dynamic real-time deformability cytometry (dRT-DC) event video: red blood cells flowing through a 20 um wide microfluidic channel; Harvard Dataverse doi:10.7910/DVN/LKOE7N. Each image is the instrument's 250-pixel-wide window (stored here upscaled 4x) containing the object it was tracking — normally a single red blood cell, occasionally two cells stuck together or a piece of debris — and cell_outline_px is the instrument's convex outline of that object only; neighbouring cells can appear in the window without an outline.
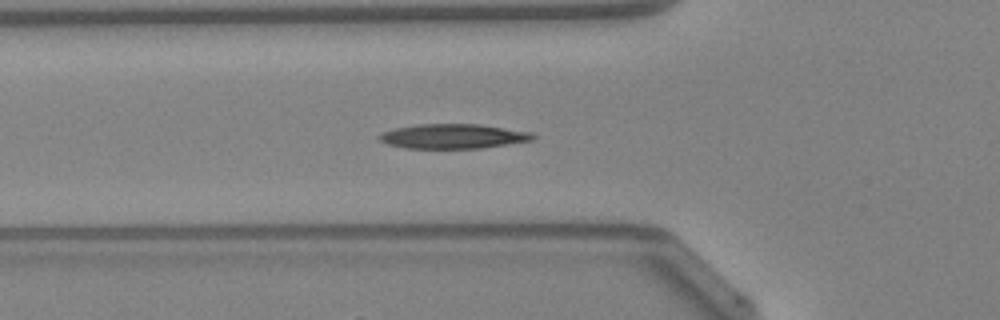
{"species": "Egyptian fruit bat (a non-hibernating species)", "species_latin": "Rousettus aegyptiacus", "temperature_condition": "warm", "stored_images_in_passage": 46, "camera_frame_rate_fps": 3000, "um_per_image_px": 0.085, "animal": {"sex": "female"}, "frame": {"image": 1, "passage_image": 14, "time_ms": 4.333, "image_size_px": [1000, 320], "cell_outline_px": [[536, 136], [532, 140], [480, 148], [404, 148], [388, 144], [380, 140], [376, 136], [384, 132], [396, 128], [420, 124], [480, 124], [528, 132]], "centroid_in_image_um": [38.47, 11.58], "position_along_channel_um": 87.3, "area_um2": 21.68}, "authors_computed_cell_mechanics": {"area_um2": 21.2993, "velocity_mm_per_s": 4.2536, "shape_relaxation_time_tau1_ms": 9.3584, "shape_relaxation_time_tau2_ms": 2.5924, "deformation_change_tau1": 0.2783, "deformation_change_tau2": 0.1006}}